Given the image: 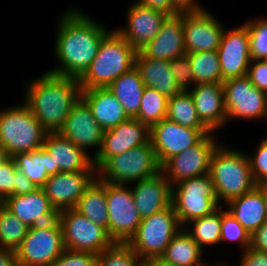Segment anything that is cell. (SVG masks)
<instances>
[{"instance_id":"836d02e7","label":"cell","mask_w":267,"mask_h":266,"mask_svg":"<svg viewBox=\"0 0 267 266\" xmlns=\"http://www.w3.org/2000/svg\"><path fill=\"white\" fill-rule=\"evenodd\" d=\"M184 228L203 250H205V247L207 249L208 246L219 245L221 233V207L210 215L190 221Z\"/></svg>"},{"instance_id":"484cf974","label":"cell","mask_w":267,"mask_h":266,"mask_svg":"<svg viewBox=\"0 0 267 266\" xmlns=\"http://www.w3.org/2000/svg\"><path fill=\"white\" fill-rule=\"evenodd\" d=\"M81 97L87 102L95 121L104 131L129 119L120 101L108 88L82 90Z\"/></svg>"},{"instance_id":"cb8c5ba5","label":"cell","mask_w":267,"mask_h":266,"mask_svg":"<svg viewBox=\"0 0 267 266\" xmlns=\"http://www.w3.org/2000/svg\"><path fill=\"white\" fill-rule=\"evenodd\" d=\"M3 205L28 227L56 220L58 212L51 205L42 188L26 195L9 196Z\"/></svg>"},{"instance_id":"b9f144b4","label":"cell","mask_w":267,"mask_h":266,"mask_svg":"<svg viewBox=\"0 0 267 266\" xmlns=\"http://www.w3.org/2000/svg\"><path fill=\"white\" fill-rule=\"evenodd\" d=\"M170 68L177 85L183 91L190 90L194 86L192 67L186 54L170 60Z\"/></svg>"},{"instance_id":"f6af8a7d","label":"cell","mask_w":267,"mask_h":266,"mask_svg":"<svg viewBox=\"0 0 267 266\" xmlns=\"http://www.w3.org/2000/svg\"><path fill=\"white\" fill-rule=\"evenodd\" d=\"M247 76L254 86L267 93V62L265 60H251Z\"/></svg>"},{"instance_id":"3957f363","label":"cell","mask_w":267,"mask_h":266,"mask_svg":"<svg viewBox=\"0 0 267 266\" xmlns=\"http://www.w3.org/2000/svg\"><path fill=\"white\" fill-rule=\"evenodd\" d=\"M137 51L115 29L102 40L97 55L78 79L82 90L107 88L135 66Z\"/></svg>"},{"instance_id":"7dc6e473","label":"cell","mask_w":267,"mask_h":266,"mask_svg":"<svg viewBox=\"0 0 267 266\" xmlns=\"http://www.w3.org/2000/svg\"><path fill=\"white\" fill-rule=\"evenodd\" d=\"M250 248L267 252V222L250 235Z\"/></svg>"},{"instance_id":"d4e9b609","label":"cell","mask_w":267,"mask_h":266,"mask_svg":"<svg viewBox=\"0 0 267 266\" xmlns=\"http://www.w3.org/2000/svg\"><path fill=\"white\" fill-rule=\"evenodd\" d=\"M133 185L132 195L141 219L171 205L172 185L162 172Z\"/></svg>"},{"instance_id":"e0dca14e","label":"cell","mask_w":267,"mask_h":266,"mask_svg":"<svg viewBox=\"0 0 267 266\" xmlns=\"http://www.w3.org/2000/svg\"><path fill=\"white\" fill-rule=\"evenodd\" d=\"M97 178L96 171L59 172L41 187L57 212L75 208L84 191Z\"/></svg>"},{"instance_id":"8992f818","label":"cell","mask_w":267,"mask_h":266,"mask_svg":"<svg viewBox=\"0 0 267 266\" xmlns=\"http://www.w3.org/2000/svg\"><path fill=\"white\" fill-rule=\"evenodd\" d=\"M161 172L151 140L125 153L111 156L97 169V179L103 182L129 185Z\"/></svg>"},{"instance_id":"d6a6232c","label":"cell","mask_w":267,"mask_h":266,"mask_svg":"<svg viewBox=\"0 0 267 266\" xmlns=\"http://www.w3.org/2000/svg\"><path fill=\"white\" fill-rule=\"evenodd\" d=\"M17 169L25 174L37 188H41L48 175V152L44 147L30 152L18 153L12 157Z\"/></svg>"},{"instance_id":"ab89813d","label":"cell","mask_w":267,"mask_h":266,"mask_svg":"<svg viewBox=\"0 0 267 266\" xmlns=\"http://www.w3.org/2000/svg\"><path fill=\"white\" fill-rule=\"evenodd\" d=\"M221 206V233L220 242H236L242 247V252L250 247V233Z\"/></svg>"},{"instance_id":"6da1fadb","label":"cell","mask_w":267,"mask_h":266,"mask_svg":"<svg viewBox=\"0 0 267 266\" xmlns=\"http://www.w3.org/2000/svg\"><path fill=\"white\" fill-rule=\"evenodd\" d=\"M55 56L60 62L48 71L79 79L96 57L103 38L111 31L78 8H68L59 17Z\"/></svg>"},{"instance_id":"7402d4cb","label":"cell","mask_w":267,"mask_h":266,"mask_svg":"<svg viewBox=\"0 0 267 266\" xmlns=\"http://www.w3.org/2000/svg\"><path fill=\"white\" fill-rule=\"evenodd\" d=\"M144 57L167 60L184 56L185 38L183 29V12L169 15L156 37L139 51Z\"/></svg>"},{"instance_id":"ffe728a7","label":"cell","mask_w":267,"mask_h":266,"mask_svg":"<svg viewBox=\"0 0 267 266\" xmlns=\"http://www.w3.org/2000/svg\"><path fill=\"white\" fill-rule=\"evenodd\" d=\"M150 127L136 118L104 131L102 146L93 164L96 169L109 157L146 144L150 141Z\"/></svg>"},{"instance_id":"7c38bea8","label":"cell","mask_w":267,"mask_h":266,"mask_svg":"<svg viewBox=\"0 0 267 266\" xmlns=\"http://www.w3.org/2000/svg\"><path fill=\"white\" fill-rule=\"evenodd\" d=\"M106 201L109 214L108 234L115 243H127L142 220L135 206L131 187L106 182Z\"/></svg>"},{"instance_id":"9f6ffc18","label":"cell","mask_w":267,"mask_h":266,"mask_svg":"<svg viewBox=\"0 0 267 266\" xmlns=\"http://www.w3.org/2000/svg\"><path fill=\"white\" fill-rule=\"evenodd\" d=\"M157 266H176V265L167 263L163 261L161 258H157Z\"/></svg>"},{"instance_id":"8d00e7d4","label":"cell","mask_w":267,"mask_h":266,"mask_svg":"<svg viewBox=\"0 0 267 266\" xmlns=\"http://www.w3.org/2000/svg\"><path fill=\"white\" fill-rule=\"evenodd\" d=\"M29 227L4 205L0 208V247L16 251L27 235Z\"/></svg>"},{"instance_id":"4316f807","label":"cell","mask_w":267,"mask_h":266,"mask_svg":"<svg viewBox=\"0 0 267 266\" xmlns=\"http://www.w3.org/2000/svg\"><path fill=\"white\" fill-rule=\"evenodd\" d=\"M135 67L145 87L156 89L168 98L183 91L176 83L170 68V61L147 58L137 52Z\"/></svg>"},{"instance_id":"680465c9","label":"cell","mask_w":267,"mask_h":266,"mask_svg":"<svg viewBox=\"0 0 267 266\" xmlns=\"http://www.w3.org/2000/svg\"><path fill=\"white\" fill-rule=\"evenodd\" d=\"M215 266H225V265H223L222 263H220V264H217V265H215Z\"/></svg>"},{"instance_id":"816d5d0a","label":"cell","mask_w":267,"mask_h":266,"mask_svg":"<svg viewBox=\"0 0 267 266\" xmlns=\"http://www.w3.org/2000/svg\"><path fill=\"white\" fill-rule=\"evenodd\" d=\"M0 266H20L16 258V253L0 247Z\"/></svg>"},{"instance_id":"db71d44e","label":"cell","mask_w":267,"mask_h":266,"mask_svg":"<svg viewBox=\"0 0 267 266\" xmlns=\"http://www.w3.org/2000/svg\"><path fill=\"white\" fill-rule=\"evenodd\" d=\"M9 158L10 156L8 153L0 146V166L3 165Z\"/></svg>"},{"instance_id":"4fadbf2b","label":"cell","mask_w":267,"mask_h":266,"mask_svg":"<svg viewBox=\"0 0 267 266\" xmlns=\"http://www.w3.org/2000/svg\"><path fill=\"white\" fill-rule=\"evenodd\" d=\"M212 132L198 144L191 146L161 165V172L173 186L180 181L209 173L210 161L220 145Z\"/></svg>"},{"instance_id":"7bdbcfd3","label":"cell","mask_w":267,"mask_h":266,"mask_svg":"<svg viewBox=\"0 0 267 266\" xmlns=\"http://www.w3.org/2000/svg\"><path fill=\"white\" fill-rule=\"evenodd\" d=\"M51 266H97V255L65 249Z\"/></svg>"},{"instance_id":"74e56055","label":"cell","mask_w":267,"mask_h":266,"mask_svg":"<svg viewBox=\"0 0 267 266\" xmlns=\"http://www.w3.org/2000/svg\"><path fill=\"white\" fill-rule=\"evenodd\" d=\"M141 260L126 243H114L97 255V266H138Z\"/></svg>"},{"instance_id":"5b68a950","label":"cell","mask_w":267,"mask_h":266,"mask_svg":"<svg viewBox=\"0 0 267 266\" xmlns=\"http://www.w3.org/2000/svg\"><path fill=\"white\" fill-rule=\"evenodd\" d=\"M47 133L24 102L0 110V146L10 157L40 149Z\"/></svg>"},{"instance_id":"52a82bcc","label":"cell","mask_w":267,"mask_h":266,"mask_svg":"<svg viewBox=\"0 0 267 266\" xmlns=\"http://www.w3.org/2000/svg\"><path fill=\"white\" fill-rule=\"evenodd\" d=\"M183 228L172 204L141 220L126 243L142 260L160 258L174 235Z\"/></svg>"},{"instance_id":"44dd1931","label":"cell","mask_w":267,"mask_h":266,"mask_svg":"<svg viewBox=\"0 0 267 266\" xmlns=\"http://www.w3.org/2000/svg\"><path fill=\"white\" fill-rule=\"evenodd\" d=\"M43 147L48 152V175L59 172L96 171L91 156L58 132L47 133Z\"/></svg>"},{"instance_id":"f546056e","label":"cell","mask_w":267,"mask_h":266,"mask_svg":"<svg viewBox=\"0 0 267 266\" xmlns=\"http://www.w3.org/2000/svg\"><path fill=\"white\" fill-rule=\"evenodd\" d=\"M203 251L183 227L171 239L160 258L176 266H209L203 262Z\"/></svg>"},{"instance_id":"60d3db41","label":"cell","mask_w":267,"mask_h":266,"mask_svg":"<svg viewBox=\"0 0 267 266\" xmlns=\"http://www.w3.org/2000/svg\"><path fill=\"white\" fill-rule=\"evenodd\" d=\"M253 155H247L253 180L256 184L267 182V136L261 139Z\"/></svg>"},{"instance_id":"2e32d148","label":"cell","mask_w":267,"mask_h":266,"mask_svg":"<svg viewBox=\"0 0 267 266\" xmlns=\"http://www.w3.org/2000/svg\"><path fill=\"white\" fill-rule=\"evenodd\" d=\"M221 25L207 9L183 12L186 53L217 51L225 31Z\"/></svg>"},{"instance_id":"4dcf8cb0","label":"cell","mask_w":267,"mask_h":266,"mask_svg":"<svg viewBox=\"0 0 267 266\" xmlns=\"http://www.w3.org/2000/svg\"><path fill=\"white\" fill-rule=\"evenodd\" d=\"M74 209L108 232L109 214L106 201V182L96 178L79 198Z\"/></svg>"},{"instance_id":"e575fe53","label":"cell","mask_w":267,"mask_h":266,"mask_svg":"<svg viewBox=\"0 0 267 266\" xmlns=\"http://www.w3.org/2000/svg\"><path fill=\"white\" fill-rule=\"evenodd\" d=\"M193 71L194 85L223 83L217 51L186 53Z\"/></svg>"},{"instance_id":"bcb514c9","label":"cell","mask_w":267,"mask_h":266,"mask_svg":"<svg viewBox=\"0 0 267 266\" xmlns=\"http://www.w3.org/2000/svg\"><path fill=\"white\" fill-rule=\"evenodd\" d=\"M239 266H267V252L247 248L241 252ZM226 266V265H225Z\"/></svg>"},{"instance_id":"ee69618b","label":"cell","mask_w":267,"mask_h":266,"mask_svg":"<svg viewBox=\"0 0 267 266\" xmlns=\"http://www.w3.org/2000/svg\"><path fill=\"white\" fill-rule=\"evenodd\" d=\"M15 161L10 157L0 166V198L4 201L9 196H15Z\"/></svg>"},{"instance_id":"ac0fdd59","label":"cell","mask_w":267,"mask_h":266,"mask_svg":"<svg viewBox=\"0 0 267 266\" xmlns=\"http://www.w3.org/2000/svg\"><path fill=\"white\" fill-rule=\"evenodd\" d=\"M127 25L115 30L139 52L150 43L159 32L162 23L169 16L167 13L138 2L128 7Z\"/></svg>"},{"instance_id":"30bf717a","label":"cell","mask_w":267,"mask_h":266,"mask_svg":"<svg viewBox=\"0 0 267 266\" xmlns=\"http://www.w3.org/2000/svg\"><path fill=\"white\" fill-rule=\"evenodd\" d=\"M65 249L99 255L115 242L107 230L90 221L74 208L58 212Z\"/></svg>"},{"instance_id":"603a6c76","label":"cell","mask_w":267,"mask_h":266,"mask_svg":"<svg viewBox=\"0 0 267 266\" xmlns=\"http://www.w3.org/2000/svg\"><path fill=\"white\" fill-rule=\"evenodd\" d=\"M188 91L194 100L198 118L210 132L227 125L223 83H200Z\"/></svg>"},{"instance_id":"9c48e42d","label":"cell","mask_w":267,"mask_h":266,"mask_svg":"<svg viewBox=\"0 0 267 266\" xmlns=\"http://www.w3.org/2000/svg\"><path fill=\"white\" fill-rule=\"evenodd\" d=\"M64 250L62 228L56 219L29 227L15 253L20 266H51Z\"/></svg>"},{"instance_id":"5bb4252c","label":"cell","mask_w":267,"mask_h":266,"mask_svg":"<svg viewBox=\"0 0 267 266\" xmlns=\"http://www.w3.org/2000/svg\"><path fill=\"white\" fill-rule=\"evenodd\" d=\"M210 133L208 129L183 127L165 118L150 128V140L157 159L162 165L168 158L198 144Z\"/></svg>"},{"instance_id":"6f0895ef","label":"cell","mask_w":267,"mask_h":266,"mask_svg":"<svg viewBox=\"0 0 267 266\" xmlns=\"http://www.w3.org/2000/svg\"><path fill=\"white\" fill-rule=\"evenodd\" d=\"M3 205V200L0 198V208Z\"/></svg>"},{"instance_id":"d590c367","label":"cell","mask_w":267,"mask_h":266,"mask_svg":"<svg viewBox=\"0 0 267 266\" xmlns=\"http://www.w3.org/2000/svg\"><path fill=\"white\" fill-rule=\"evenodd\" d=\"M168 97L156 89L145 87L136 119L150 128L167 116Z\"/></svg>"},{"instance_id":"f1b7e54d","label":"cell","mask_w":267,"mask_h":266,"mask_svg":"<svg viewBox=\"0 0 267 266\" xmlns=\"http://www.w3.org/2000/svg\"><path fill=\"white\" fill-rule=\"evenodd\" d=\"M120 101L129 118H136L145 89L138 69L134 66L115 79L108 87Z\"/></svg>"},{"instance_id":"ba28073f","label":"cell","mask_w":267,"mask_h":266,"mask_svg":"<svg viewBox=\"0 0 267 266\" xmlns=\"http://www.w3.org/2000/svg\"><path fill=\"white\" fill-rule=\"evenodd\" d=\"M171 204L182 227L222 206L216 198L209 173L173 185Z\"/></svg>"},{"instance_id":"11a10c76","label":"cell","mask_w":267,"mask_h":266,"mask_svg":"<svg viewBox=\"0 0 267 266\" xmlns=\"http://www.w3.org/2000/svg\"><path fill=\"white\" fill-rule=\"evenodd\" d=\"M138 266H157V258L152 260H141Z\"/></svg>"},{"instance_id":"277c9868","label":"cell","mask_w":267,"mask_h":266,"mask_svg":"<svg viewBox=\"0 0 267 266\" xmlns=\"http://www.w3.org/2000/svg\"><path fill=\"white\" fill-rule=\"evenodd\" d=\"M216 198L222 206L251 191L254 182L248 156L238 149L219 145L214 151L209 168Z\"/></svg>"},{"instance_id":"f907efd6","label":"cell","mask_w":267,"mask_h":266,"mask_svg":"<svg viewBox=\"0 0 267 266\" xmlns=\"http://www.w3.org/2000/svg\"><path fill=\"white\" fill-rule=\"evenodd\" d=\"M172 3L180 12L205 10L204 6L199 4L197 0H172Z\"/></svg>"},{"instance_id":"f5cc1de1","label":"cell","mask_w":267,"mask_h":266,"mask_svg":"<svg viewBox=\"0 0 267 266\" xmlns=\"http://www.w3.org/2000/svg\"><path fill=\"white\" fill-rule=\"evenodd\" d=\"M261 191L265 199L266 203V211H267V182H262L256 185Z\"/></svg>"},{"instance_id":"c3c4849f","label":"cell","mask_w":267,"mask_h":266,"mask_svg":"<svg viewBox=\"0 0 267 266\" xmlns=\"http://www.w3.org/2000/svg\"><path fill=\"white\" fill-rule=\"evenodd\" d=\"M15 179V196L26 195L37 189L33 182L29 180L28 177L19 169L15 170Z\"/></svg>"},{"instance_id":"681fc988","label":"cell","mask_w":267,"mask_h":266,"mask_svg":"<svg viewBox=\"0 0 267 266\" xmlns=\"http://www.w3.org/2000/svg\"><path fill=\"white\" fill-rule=\"evenodd\" d=\"M136 2L154 8L161 10L168 15H176L181 13L172 3V0H137Z\"/></svg>"},{"instance_id":"7a4b0ae2","label":"cell","mask_w":267,"mask_h":266,"mask_svg":"<svg viewBox=\"0 0 267 266\" xmlns=\"http://www.w3.org/2000/svg\"><path fill=\"white\" fill-rule=\"evenodd\" d=\"M36 78L26 84L23 102L48 133L59 132L81 97L79 81L49 71Z\"/></svg>"},{"instance_id":"f35d334b","label":"cell","mask_w":267,"mask_h":266,"mask_svg":"<svg viewBox=\"0 0 267 266\" xmlns=\"http://www.w3.org/2000/svg\"><path fill=\"white\" fill-rule=\"evenodd\" d=\"M249 33L251 60H264L267 56V18H256L243 23Z\"/></svg>"},{"instance_id":"83f0119b","label":"cell","mask_w":267,"mask_h":266,"mask_svg":"<svg viewBox=\"0 0 267 266\" xmlns=\"http://www.w3.org/2000/svg\"><path fill=\"white\" fill-rule=\"evenodd\" d=\"M226 205L228 206L227 211L250 234L267 222L265 199L257 186L242 196L232 199Z\"/></svg>"},{"instance_id":"1f68e13d","label":"cell","mask_w":267,"mask_h":266,"mask_svg":"<svg viewBox=\"0 0 267 266\" xmlns=\"http://www.w3.org/2000/svg\"><path fill=\"white\" fill-rule=\"evenodd\" d=\"M168 120L191 129H207L198 118L194 100L188 90L168 98Z\"/></svg>"},{"instance_id":"8fae6325","label":"cell","mask_w":267,"mask_h":266,"mask_svg":"<svg viewBox=\"0 0 267 266\" xmlns=\"http://www.w3.org/2000/svg\"><path fill=\"white\" fill-rule=\"evenodd\" d=\"M227 121L267 120V93L254 86L247 75L223 81Z\"/></svg>"},{"instance_id":"9a60e30c","label":"cell","mask_w":267,"mask_h":266,"mask_svg":"<svg viewBox=\"0 0 267 266\" xmlns=\"http://www.w3.org/2000/svg\"><path fill=\"white\" fill-rule=\"evenodd\" d=\"M58 133L89 156L91 153L88 152V149L96 148L94 155L91 156L92 159H95L102 146L104 130L95 121L87 102L80 97L71 108Z\"/></svg>"},{"instance_id":"d6986e66","label":"cell","mask_w":267,"mask_h":266,"mask_svg":"<svg viewBox=\"0 0 267 266\" xmlns=\"http://www.w3.org/2000/svg\"><path fill=\"white\" fill-rule=\"evenodd\" d=\"M217 52L223 80L247 75L251 63L247 27L242 24L234 29L225 30Z\"/></svg>"}]
</instances>
